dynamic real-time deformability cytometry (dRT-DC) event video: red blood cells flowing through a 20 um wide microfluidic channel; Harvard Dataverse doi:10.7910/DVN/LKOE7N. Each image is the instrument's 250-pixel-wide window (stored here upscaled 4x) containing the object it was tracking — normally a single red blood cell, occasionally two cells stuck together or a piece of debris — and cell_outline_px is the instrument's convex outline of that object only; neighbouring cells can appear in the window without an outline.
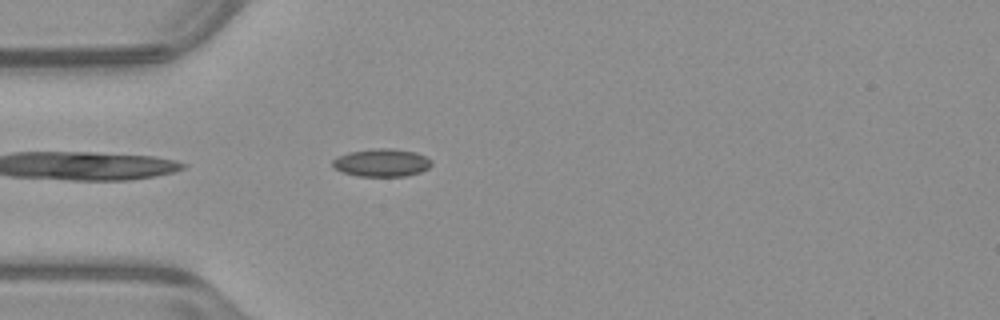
{"species": "common noctule bat (a hibernating species)", "species_latin": "Nyctalus noctula", "temperature_condition": "warm", "stored_images_in_passage": 39, "camera_frame_rate_fps": 3000, "um_per_image_px": 0.085, "animal": {"sex": "male", "body_mass_g": 23.1, "forearm_length_mm": 52.7}, "frame": {"image": 1, "passage_image": 2, "time_ms": 0.333, "image_size_px": [1000, 320], "cell_outline_px": [[432, 164], [428, 168], [420, 172], [404, 176], [360, 176], [344, 172], [336, 168], [332, 164], [332, 160], [336, 156], [348, 152], [376, 148], [392, 148], [416, 152], [432, 160]], "centroid_in_image_um": [32.45, 13.81], "position_along_channel_um": 52.6, "area_um2": 16.01}}
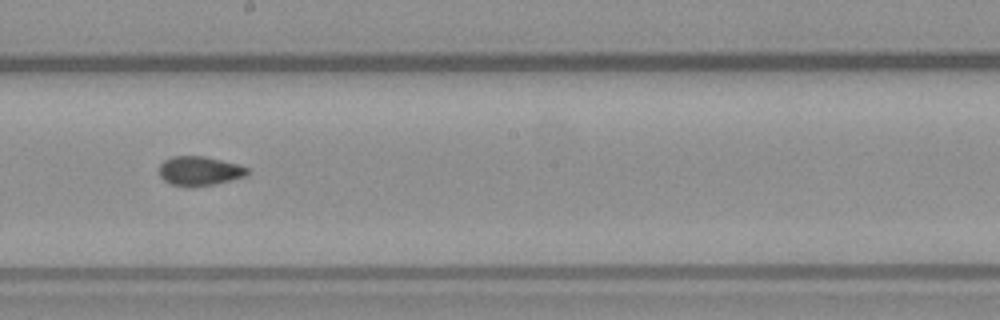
{"frame": {"image": 2, "passage_image": 16, "time_ms": 5.0, "image_size_px": [1000, 320], "cell_outline_px": [[248, 172], [244, 176], [212, 184], [172, 184], [164, 180], [160, 176], [160, 164], [164, 160], [172, 156], [204, 156], [236, 164], [248, 168]], "centroid_in_image_um": [16.93, 14.48], "position_along_channel_um": 231.3, "area_um2": 14.22}}
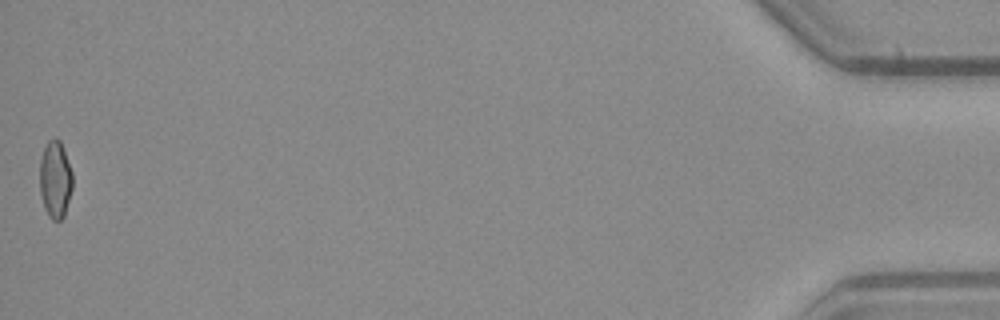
{"frame": {"image": 3, "passage_image": 39, "time_ms": 12.667, "image_size_px": [1000, 320], "cell_outline_px": [[72, 188], [64, 216], [60, 220], [52, 220], [48, 216], [44, 208], [40, 192], [40, 160], [44, 148], [48, 140], [56, 136], [60, 140], [64, 148], [72, 172]], "centroid_in_image_um": [4.69, 15.23], "position_along_channel_um": 430.5, "area_um2": 14.91}, "authors_computed_cell_mechanics": {"area_um2": 15.028, "velocity_mm_per_s": 3.9752, "shape_relaxation_time_tau1_ms": null, "shape_relaxation_time_tau2_ms": 2.1933, "deformation_change_tau1": null, "deformation_change_tau2": 0.0747}}